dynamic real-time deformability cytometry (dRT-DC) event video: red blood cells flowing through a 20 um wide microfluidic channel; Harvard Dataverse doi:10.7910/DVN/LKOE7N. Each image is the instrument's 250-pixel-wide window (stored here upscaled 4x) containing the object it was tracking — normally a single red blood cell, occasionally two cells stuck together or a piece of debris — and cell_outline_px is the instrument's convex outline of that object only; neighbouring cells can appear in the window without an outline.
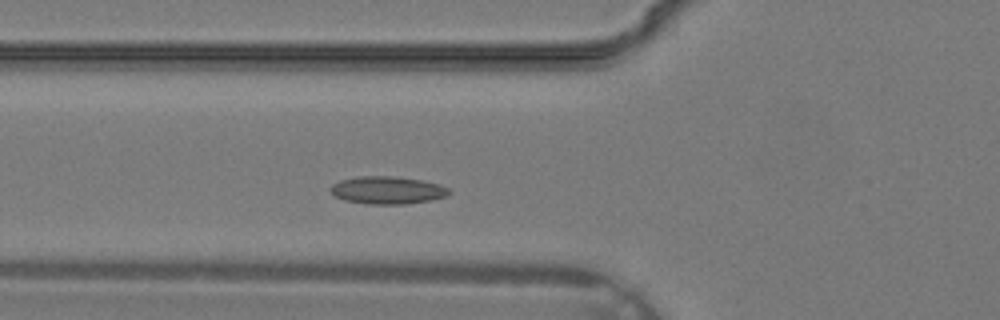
{"species": "common noctule bat (a hibernating species)", "species_latin": "Nyctalus noctula", "temperature_condition": "warm", "stored_images_in_passage": 29, "camera_frame_rate_fps": 3000, "um_per_image_px": 0.085, "animal": {"sex": "male", "body_mass_g": 19.2, "forearm_length_mm": 51.8}, "frame": {"image": 1, "passage_image": 6, "time_ms": 1.667, "image_size_px": [1000, 320], "cell_outline_px": [[448, 192], [444, 196], [428, 200], [404, 204], [368, 204], [344, 200], [336, 196], [328, 188], [332, 184], [340, 180], [360, 176], [392, 176], [420, 180], [440, 184], [448, 188]], "centroid_in_image_um": [32.86, 16.16], "position_along_channel_um": 92.9, "area_um2": 18.79}}
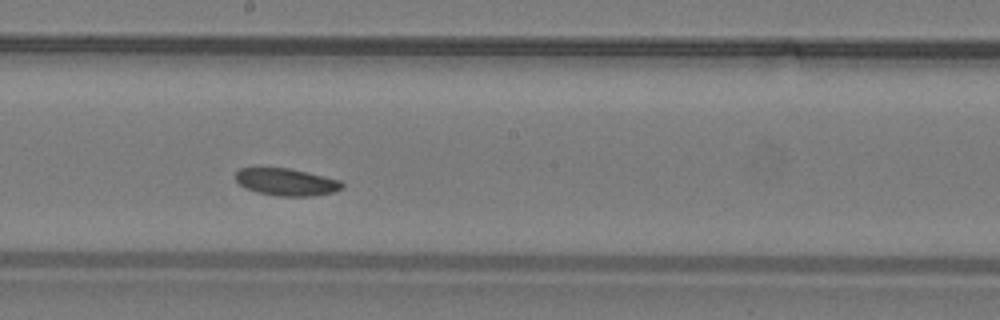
{"frame": {"image": 2, "passage_image": 13, "time_ms": 4.0, "image_size_px": [1000, 320], "cell_outline_px": [[344, 188], [332, 192], [312, 196], [276, 196], [256, 192], [240, 184], [236, 180], [236, 172], [240, 168], [288, 168], [340, 180], [344, 184]], "centroid_in_image_um": [24.35, 15.48], "position_along_channel_um": 223.8, "area_um2": 16.7}}
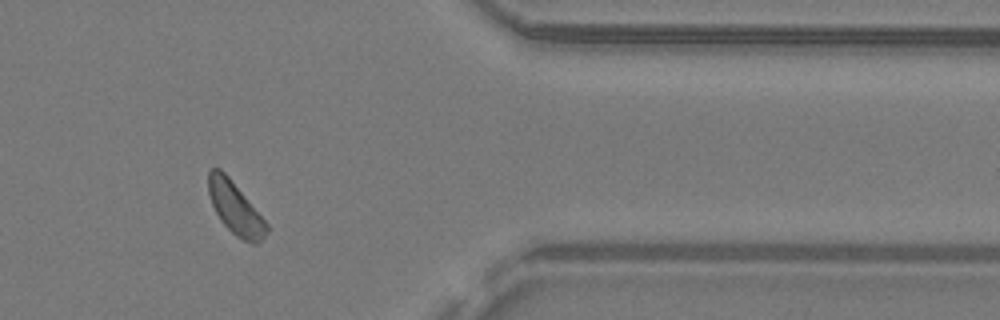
{"frame": {"image": 3, "passage_image": 23, "time_ms": 7.333, "image_size_px": [1000, 320], "cell_outline_px": [[268, 232], [256, 244], [252, 244], [236, 236], [220, 220], [212, 204], [208, 192], [208, 172], [212, 168], [220, 168], [228, 176], [268, 224]], "centroid_in_image_um": [19.99, 17.7], "position_along_channel_um": 391.4, "area_um2": 17.4}}